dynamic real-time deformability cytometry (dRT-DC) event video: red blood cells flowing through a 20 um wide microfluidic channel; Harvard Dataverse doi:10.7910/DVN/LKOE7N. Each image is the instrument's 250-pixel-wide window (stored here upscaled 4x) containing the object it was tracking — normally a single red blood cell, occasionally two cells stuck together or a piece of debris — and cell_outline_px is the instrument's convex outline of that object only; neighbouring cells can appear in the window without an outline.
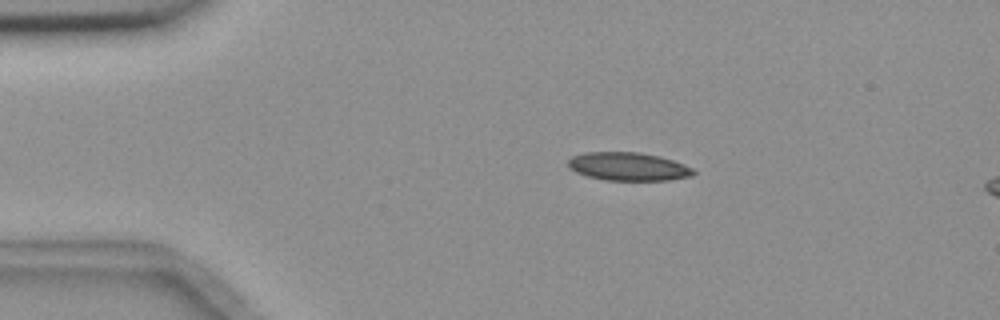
{"species": "common noctule bat (a hibernating species)", "species_latin": "Nyctalus noctula", "temperature_condition": "room temperature", "stored_images_in_passage": 4, "camera_frame_rate_fps": 3000, "um_per_image_px": 0.085, "animal": {"sex": "female", "body_mass_g": 18.4}, "frame": {"image": 1, "passage_image": 2, "time_ms": 1.0, "image_size_px": [1000, 320], "cell_outline_px": [[696, 172], [692, 176], [668, 180], [604, 180], [588, 176], [576, 172], [568, 168], [568, 160], [572, 156], [584, 152], [640, 152], [660, 156], [684, 164], [692, 168]], "centroid_in_image_um": [53.39, 14.15], "position_along_channel_um": 31.6, "area_um2": 20.69}}